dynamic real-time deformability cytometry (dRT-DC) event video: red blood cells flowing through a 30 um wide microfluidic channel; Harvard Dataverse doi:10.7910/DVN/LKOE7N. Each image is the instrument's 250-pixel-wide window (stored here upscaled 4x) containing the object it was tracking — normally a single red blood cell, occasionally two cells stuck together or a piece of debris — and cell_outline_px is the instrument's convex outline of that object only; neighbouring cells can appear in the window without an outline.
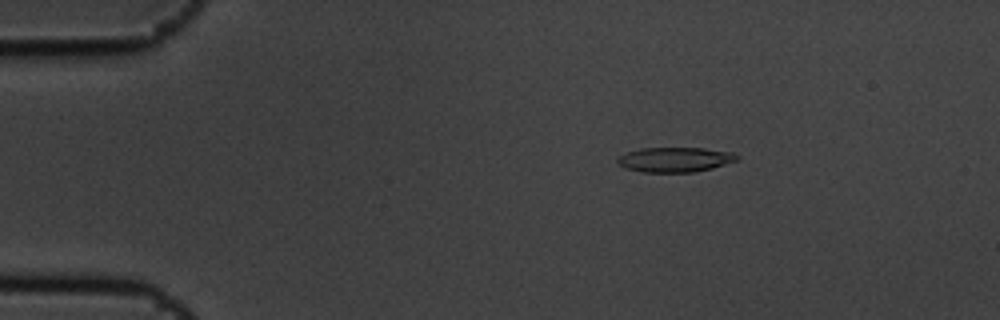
{"species": "common noctule bat (a hibernating species)", "species_latin": "Nyctalus noctula", "temperature_condition": "cold", "stored_images_in_passage": 5, "camera_frame_rate_fps": 3000, "um_per_image_px": 0.085, "animal": {"sex": "male", "body_mass_g": 19.5, "forearm_length_mm": 54.6}, "frame": {"image": 1, "passage_image": 3, "time_ms": 0.667, "image_size_px": [1000, 320], "cell_outline_px": [[736, 160], [712, 168], [692, 172], [640, 172], [624, 168], [616, 160], [620, 156], [628, 152], [640, 148], [704, 148], [732, 152], [736, 156]], "centroid_in_image_um": [57.32, 13.57], "position_along_channel_um": 27.7, "area_um2": 17.05}}